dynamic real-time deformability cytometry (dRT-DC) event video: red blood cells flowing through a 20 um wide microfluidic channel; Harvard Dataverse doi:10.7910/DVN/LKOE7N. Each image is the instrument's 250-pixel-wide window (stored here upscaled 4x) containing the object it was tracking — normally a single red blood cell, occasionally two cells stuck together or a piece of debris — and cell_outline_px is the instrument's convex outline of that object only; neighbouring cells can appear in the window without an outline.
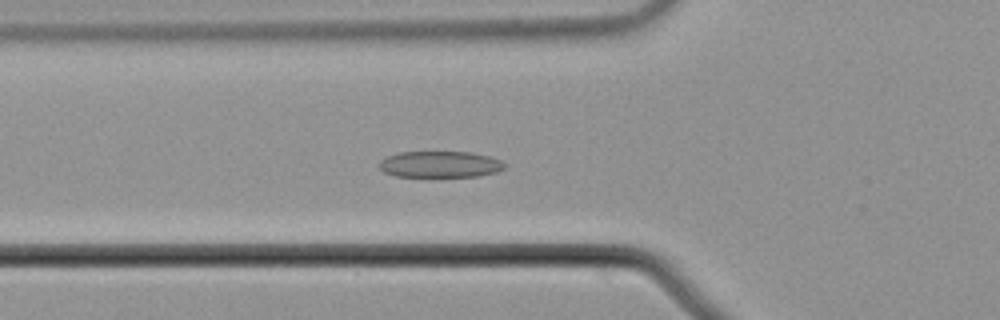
{"species": "common noctule bat (a hibernating species)", "species_latin": "Nyctalus noctula", "temperature_condition": "cold", "stored_images_in_passage": 54, "camera_frame_rate_fps": 3000, "um_per_image_px": 0.085, "animal": {"sex": "male", "body_mass_g": 21.5, "forearm_length_mm": 52.0}, "frame": {"image": 1, "passage_image": 17, "time_ms": 5.333, "image_size_px": [1000, 320], "cell_outline_px": [[508, 164], [504, 168], [496, 172], [476, 176], [396, 176], [384, 172], [380, 168], [380, 160], [388, 156], [400, 152], [472, 152], [492, 156]], "centroid_in_image_um": [37.45, 13.96], "position_along_channel_um": 88.3, "area_um2": 19.19}}
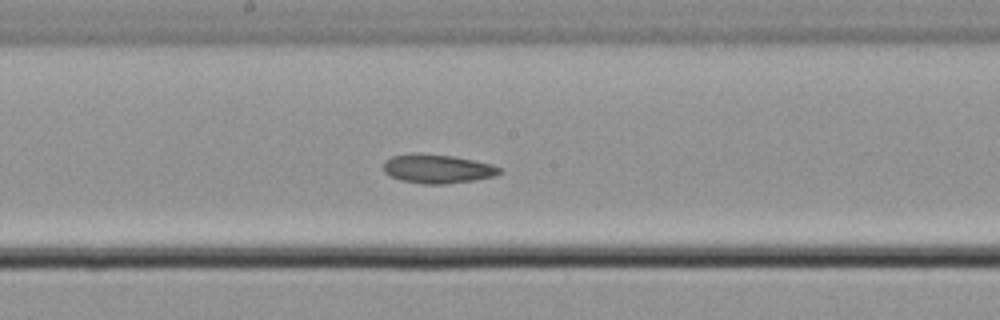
{"frame": {"image": 2, "passage_image": 27, "time_ms": 8.667, "image_size_px": [1000, 320], "cell_outline_px": [[500, 172], [496, 176], [476, 180], [448, 184], [424, 184], [400, 180], [388, 176], [384, 172], [384, 160], [392, 156], [416, 152], [452, 156], [492, 164], [500, 168]], "centroid_in_image_um": [37.15, 14.35], "position_along_channel_um": 211.1, "area_um2": 19.77}}
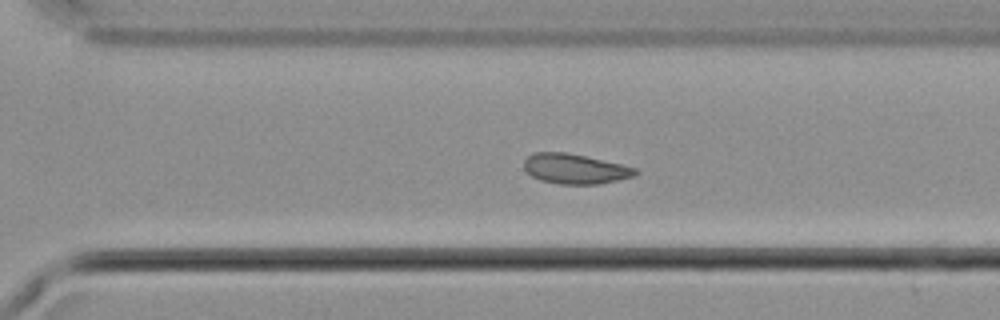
{"frame": {"image": 3, "passage_image": 36, "time_ms": 11.667, "image_size_px": [1000, 320], "cell_outline_px": [[640, 172], [636, 176], [600, 184], [560, 184], [540, 180], [532, 176], [524, 168], [524, 160], [532, 152], [564, 152], [584, 156], [620, 164], [636, 168]], "centroid_in_image_um": [48.88, 14.36], "position_along_channel_um": 321.7, "area_um2": 19.42}, "authors_computed_cell_mechanics": {"area_um2": 19.8832, "velocity_mm_per_s": 3.6831, "shape_relaxation_time_tau1_ms": 5.3234, "shape_relaxation_time_tau2_ms": 4.5802, "deformation_change_tau1": 0.0942, "deformation_change_tau2": 0.0584}}